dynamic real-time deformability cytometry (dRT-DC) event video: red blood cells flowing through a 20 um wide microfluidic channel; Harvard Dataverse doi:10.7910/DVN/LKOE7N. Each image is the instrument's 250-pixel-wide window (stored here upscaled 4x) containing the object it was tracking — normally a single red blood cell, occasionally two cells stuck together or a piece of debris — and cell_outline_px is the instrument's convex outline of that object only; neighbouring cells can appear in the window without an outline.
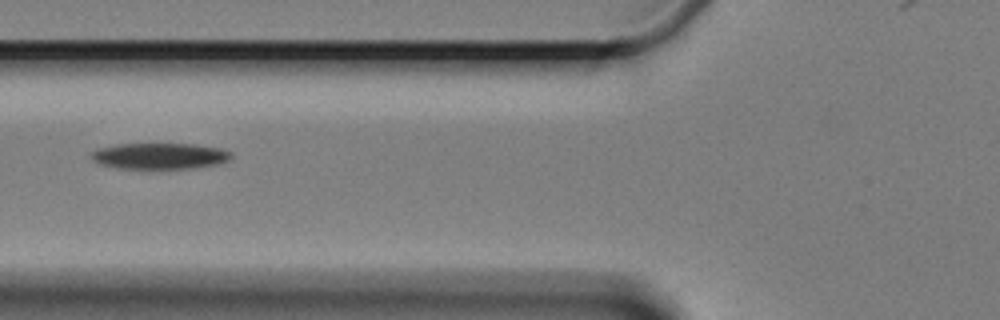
{"species": "Egyptian fruit bat (a non-hibernating species)", "species_latin": "Rousettus aegyptiacus", "temperature_condition": "cold", "stored_images_in_passage": 4, "camera_frame_rate_fps": 3000, "um_per_image_px": 0.085, "animal": {"sex": "female"}, "frame": {"image": 1, "passage_image": 3, "time_ms": 2.333, "image_size_px": [1000, 320], "cell_outline_px": [[232, 156], [228, 160], [216, 164], [196, 168], [120, 168], [100, 164], [92, 160], [92, 152], [96, 148], [116, 144], [196, 144], [220, 148], [232, 152]], "centroid_in_image_um": [13.58, 13.25], "position_along_channel_um": 112.2, "area_um2": 21.21}}
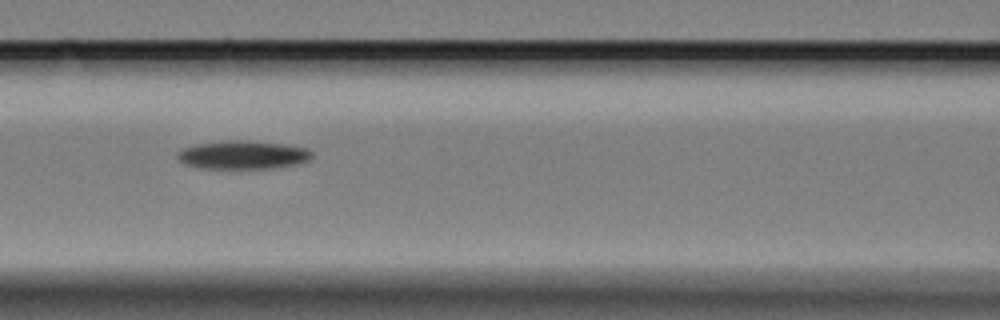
{"frame": {"image": 2, "passage_image": 4, "time_ms": 3.333, "image_size_px": [1000, 320], "cell_outline_px": [[312, 156], [308, 160], [296, 164], [272, 168], [200, 168], [184, 164], [176, 156], [176, 152], [180, 148], [196, 144], [224, 140], [248, 140], [280, 144], [308, 148], [312, 152]], "centroid_in_image_um": [20.58, 13.15], "position_along_channel_um": 146.0, "area_um2": 22.31}}